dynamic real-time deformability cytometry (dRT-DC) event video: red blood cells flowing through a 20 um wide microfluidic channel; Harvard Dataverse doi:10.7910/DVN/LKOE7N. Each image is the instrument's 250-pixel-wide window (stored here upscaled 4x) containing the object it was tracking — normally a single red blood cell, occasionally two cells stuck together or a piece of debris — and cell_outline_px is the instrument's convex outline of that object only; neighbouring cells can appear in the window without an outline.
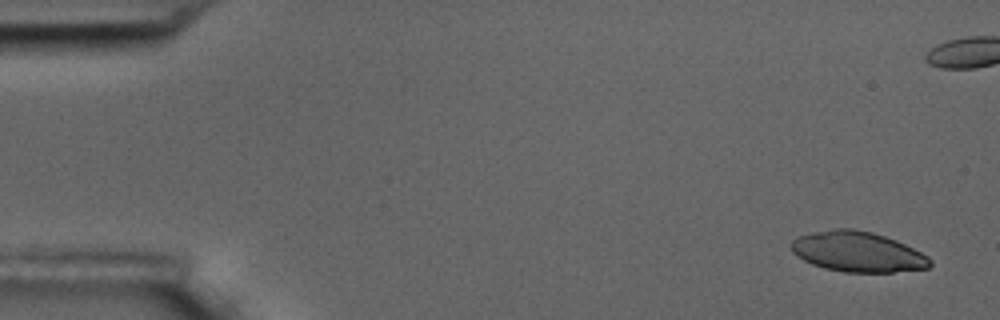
{"species": "common noctule bat (a hibernating species)", "species_latin": "Nyctalus noctula", "temperature_condition": "room temperature", "stored_images_in_passage": 7, "camera_frame_rate_fps": 3000, "um_per_image_px": 0.085, "animal": {"sex": "male", "body_mass_g": 17.5, "forearm_length_mm": 52.3}, "frame": {"image": 1, "passage_image": 1, "time_ms": 0.0, "image_size_px": [1000, 320], "cell_outline_px": [[932, 264], [928, 268], [892, 272], [844, 272], [824, 268], [812, 264], [796, 256], [792, 252], [792, 240], [796, 236], [832, 228], [852, 228], [872, 232], [896, 240], [928, 256], [932, 260]], "centroid_in_image_um": [72.88, 21.4], "position_along_channel_um": 12.1, "area_um2": 32.6}}
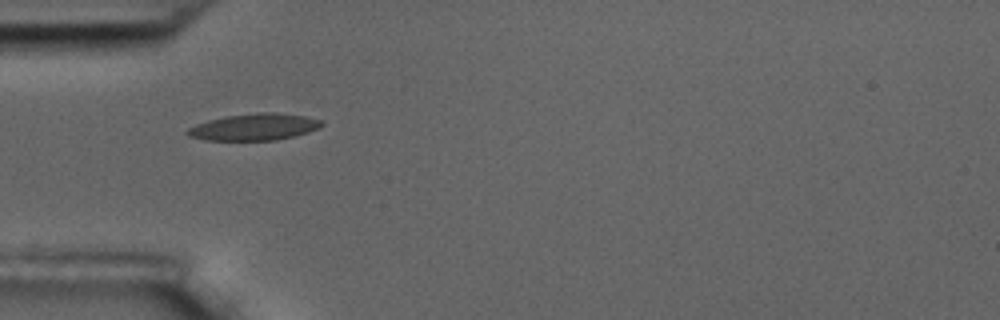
{"frame": {"image": 2, "passage_image": 6, "time_ms": 6.667, "image_size_px": [1000, 320], "cell_outline_px": [[324, 124], [320, 128], [296, 136], [276, 140], [204, 140], [188, 136], [184, 132], [188, 128], [196, 124], [208, 120], [224, 116], [256, 112], [272, 112], [304, 116], [324, 120]], "centroid_in_image_um": [21.62, 10.79], "position_along_channel_um": 63.4, "area_um2": 21.15}}